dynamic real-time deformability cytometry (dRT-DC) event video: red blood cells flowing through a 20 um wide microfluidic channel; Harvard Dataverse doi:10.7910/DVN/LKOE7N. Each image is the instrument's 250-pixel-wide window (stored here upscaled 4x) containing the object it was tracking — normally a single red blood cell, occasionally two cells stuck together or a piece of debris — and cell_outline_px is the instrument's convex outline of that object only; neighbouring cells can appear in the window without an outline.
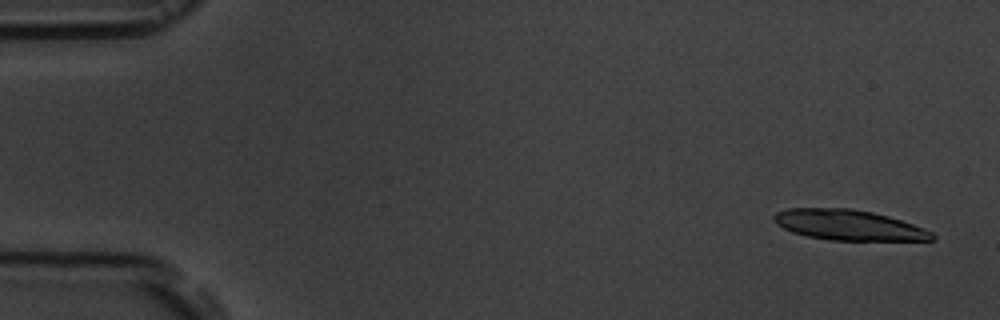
{"species": "common noctule bat (a hibernating species)", "species_latin": "Nyctalus noctula", "temperature_condition": "room temperature", "stored_images_in_passage": 4, "camera_frame_rate_fps": 3000, "um_per_image_px": 0.085, "animal": {"sex": "male", "body_mass_g": 19.5, "forearm_length_mm": 54.6}, "frame": {"image": 1, "passage_image": 1, "time_ms": 0.0, "image_size_px": [1000, 320], "cell_outline_px": [[936, 240], [828, 240], [808, 236], [792, 232], [776, 224], [772, 220], [772, 216], [776, 212], [788, 208], [852, 208], [872, 212], [888, 216], [924, 228], [932, 232], [936, 236]], "centroid_in_image_um": [72.11, 19.12], "position_along_channel_um": 12.9, "area_um2": 28.03}}